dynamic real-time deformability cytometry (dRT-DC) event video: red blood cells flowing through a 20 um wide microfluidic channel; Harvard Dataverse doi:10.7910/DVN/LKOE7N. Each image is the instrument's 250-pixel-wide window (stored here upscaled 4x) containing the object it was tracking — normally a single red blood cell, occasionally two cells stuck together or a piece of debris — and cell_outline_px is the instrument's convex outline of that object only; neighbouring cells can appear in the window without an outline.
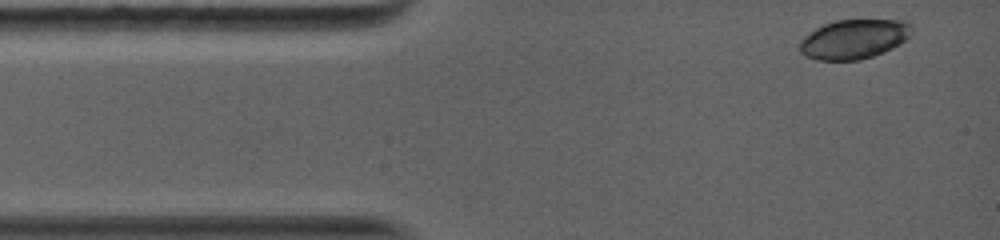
{"species": "common noctule bat (a hibernating species)", "species_latin": "Nyctalus noctula", "temperature_condition": "warm", "stored_images_in_passage": 10, "camera_frame_rate_fps": 5000, "um_per_image_px": 0.085, "animal": {"sex": "female", "body_mass_g": 19.0, "forearm_length_mm": 56.7}, "frame": {"image": 1, "passage_image": 1, "time_ms": 0.0, "image_size_px": [1000, 240], "cell_outline_px": [[912, 32], [900, 44], [884, 52], [860, 60], [816, 60], [804, 56], [800, 52], [800, 40], [804, 36], [816, 28], [824, 24], [836, 20], [912, 20]], "centroid_in_image_um": [72.6, 3.32], "position_along_channel_um": 12.4, "area_um2": 25.95}}
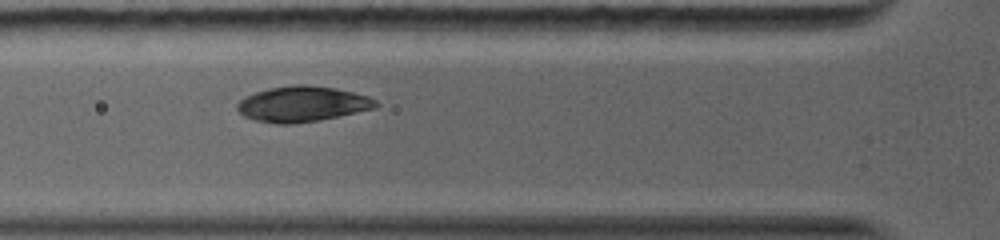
{"frame": {"image": 2, "passage_image": 6, "time_ms": 3.6, "image_size_px": [1000, 240], "cell_outline_px": [[380, 104], [376, 108], [320, 120], [292, 124], [276, 124], [256, 120], [244, 116], [236, 108], [236, 104], [244, 96], [268, 88], [292, 84], [304, 84], [336, 88], [368, 96], [376, 100]], "centroid_in_image_um": [25.7, 8.83], "position_along_channel_um": 100.1, "area_um2": 28.84}}
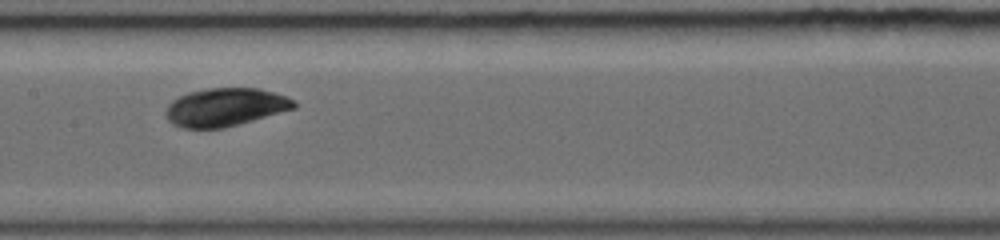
{"frame": {"image": 3, "passage_image": 9, "time_ms": 5.8, "image_size_px": [1000, 240], "cell_outline_px": [[296, 108], [224, 128], [180, 128], [172, 124], [168, 120], [164, 112], [168, 104], [172, 100], [188, 92], [208, 88], [260, 88], [296, 100]], "centroid_in_image_um": [19.12, 9.11], "position_along_channel_um": 188.3, "area_um2": 28.55}}